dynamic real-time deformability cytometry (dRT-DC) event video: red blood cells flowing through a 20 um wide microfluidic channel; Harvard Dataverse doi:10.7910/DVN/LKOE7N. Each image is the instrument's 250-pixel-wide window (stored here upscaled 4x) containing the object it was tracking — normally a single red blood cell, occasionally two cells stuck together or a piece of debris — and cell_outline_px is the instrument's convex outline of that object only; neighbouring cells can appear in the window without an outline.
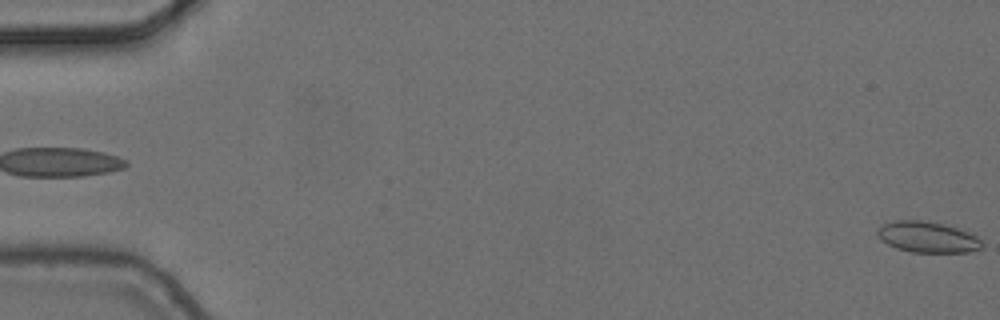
{"species": "common noctule bat (a hibernating species)", "species_latin": "Nyctalus noctula", "temperature_condition": "cold", "stored_images_in_passage": 5, "segment_of_instrument_passage": [2, 2], "camera_frame_rate_fps": 3000, "um_per_image_px": 0.085, "animal": {"sex": "female", "body_mass_g": 24.6, "forearm_length_mm": 56.2}, "frame": {"image": 1, "passage_image": 5, "time_ms": 1.333, "image_size_px": [1000, 320], "cell_outline_px": [[984, 244], [980, 248], [968, 252], [912, 252], [896, 248], [880, 240], [876, 232], [884, 224], [896, 220], [920, 220], [944, 224], [968, 232], [976, 236]], "centroid_in_image_um": [78.83, 20.15], "position_along_channel_um": 6.2, "area_um2": 18.67}}